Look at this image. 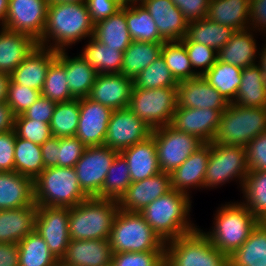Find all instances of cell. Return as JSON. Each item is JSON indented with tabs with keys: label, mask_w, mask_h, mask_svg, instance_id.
Here are the masks:
<instances>
[{
	"label": "cell",
	"mask_w": 266,
	"mask_h": 266,
	"mask_svg": "<svg viewBox=\"0 0 266 266\" xmlns=\"http://www.w3.org/2000/svg\"><path fill=\"white\" fill-rule=\"evenodd\" d=\"M93 33L94 23L86 3H49L45 30L38 45L67 50L82 39L91 38Z\"/></svg>",
	"instance_id": "cell-1"
},
{
	"label": "cell",
	"mask_w": 266,
	"mask_h": 266,
	"mask_svg": "<svg viewBox=\"0 0 266 266\" xmlns=\"http://www.w3.org/2000/svg\"><path fill=\"white\" fill-rule=\"evenodd\" d=\"M192 197L170 190L139 212L160 239L166 243L198 228L190 221Z\"/></svg>",
	"instance_id": "cell-2"
},
{
	"label": "cell",
	"mask_w": 266,
	"mask_h": 266,
	"mask_svg": "<svg viewBox=\"0 0 266 266\" xmlns=\"http://www.w3.org/2000/svg\"><path fill=\"white\" fill-rule=\"evenodd\" d=\"M221 205L214 215V226L203 233L220 252L229 257L249 238L260 221L241 201Z\"/></svg>",
	"instance_id": "cell-3"
},
{
	"label": "cell",
	"mask_w": 266,
	"mask_h": 266,
	"mask_svg": "<svg viewBox=\"0 0 266 266\" xmlns=\"http://www.w3.org/2000/svg\"><path fill=\"white\" fill-rule=\"evenodd\" d=\"M118 208L116 200L88 197L69 208L70 240L109 239Z\"/></svg>",
	"instance_id": "cell-4"
},
{
	"label": "cell",
	"mask_w": 266,
	"mask_h": 266,
	"mask_svg": "<svg viewBox=\"0 0 266 266\" xmlns=\"http://www.w3.org/2000/svg\"><path fill=\"white\" fill-rule=\"evenodd\" d=\"M37 206L74 207L89 196L80 188L74 168L48 167L33 181Z\"/></svg>",
	"instance_id": "cell-5"
},
{
	"label": "cell",
	"mask_w": 266,
	"mask_h": 266,
	"mask_svg": "<svg viewBox=\"0 0 266 266\" xmlns=\"http://www.w3.org/2000/svg\"><path fill=\"white\" fill-rule=\"evenodd\" d=\"M109 240L113 253L165 251V243L139 212L118 210Z\"/></svg>",
	"instance_id": "cell-6"
},
{
	"label": "cell",
	"mask_w": 266,
	"mask_h": 266,
	"mask_svg": "<svg viewBox=\"0 0 266 266\" xmlns=\"http://www.w3.org/2000/svg\"><path fill=\"white\" fill-rule=\"evenodd\" d=\"M165 266H229V257L197 228L165 243Z\"/></svg>",
	"instance_id": "cell-7"
},
{
	"label": "cell",
	"mask_w": 266,
	"mask_h": 266,
	"mask_svg": "<svg viewBox=\"0 0 266 266\" xmlns=\"http://www.w3.org/2000/svg\"><path fill=\"white\" fill-rule=\"evenodd\" d=\"M266 132V108H253L229 103L221 115L212 142L246 147L259 134Z\"/></svg>",
	"instance_id": "cell-8"
},
{
	"label": "cell",
	"mask_w": 266,
	"mask_h": 266,
	"mask_svg": "<svg viewBox=\"0 0 266 266\" xmlns=\"http://www.w3.org/2000/svg\"><path fill=\"white\" fill-rule=\"evenodd\" d=\"M177 107V87L142 89L133 86L129 109L152 130L170 125Z\"/></svg>",
	"instance_id": "cell-9"
},
{
	"label": "cell",
	"mask_w": 266,
	"mask_h": 266,
	"mask_svg": "<svg viewBox=\"0 0 266 266\" xmlns=\"http://www.w3.org/2000/svg\"><path fill=\"white\" fill-rule=\"evenodd\" d=\"M248 172L245 147L211 142L204 189L222 187L236 179V183L239 181V187L242 189Z\"/></svg>",
	"instance_id": "cell-10"
},
{
	"label": "cell",
	"mask_w": 266,
	"mask_h": 266,
	"mask_svg": "<svg viewBox=\"0 0 266 266\" xmlns=\"http://www.w3.org/2000/svg\"><path fill=\"white\" fill-rule=\"evenodd\" d=\"M161 171L171 174L204 143L197 137L175 129L171 124L151 131Z\"/></svg>",
	"instance_id": "cell-11"
},
{
	"label": "cell",
	"mask_w": 266,
	"mask_h": 266,
	"mask_svg": "<svg viewBox=\"0 0 266 266\" xmlns=\"http://www.w3.org/2000/svg\"><path fill=\"white\" fill-rule=\"evenodd\" d=\"M119 152L106 145L88 146L74 166L80 188L96 197L103 187L107 172Z\"/></svg>",
	"instance_id": "cell-12"
},
{
	"label": "cell",
	"mask_w": 266,
	"mask_h": 266,
	"mask_svg": "<svg viewBox=\"0 0 266 266\" xmlns=\"http://www.w3.org/2000/svg\"><path fill=\"white\" fill-rule=\"evenodd\" d=\"M48 0H9L2 27L23 33L39 42L47 22Z\"/></svg>",
	"instance_id": "cell-13"
},
{
	"label": "cell",
	"mask_w": 266,
	"mask_h": 266,
	"mask_svg": "<svg viewBox=\"0 0 266 266\" xmlns=\"http://www.w3.org/2000/svg\"><path fill=\"white\" fill-rule=\"evenodd\" d=\"M35 230L60 261L70 242L69 207L37 206Z\"/></svg>",
	"instance_id": "cell-14"
},
{
	"label": "cell",
	"mask_w": 266,
	"mask_h": 266,
	"mask_svg": "<svg viewBox=\"0 0 266 266\" xmlns=\"http://www.w3.org/2000/svg\"><path fill=\"white\" fill-rule=\"evenodd\" d=\"M152 129L140 120L129 108L113 110L104 145L118 152L145 141Z\"/></svg>",
	"instance_id": "cell-15"
},
{
	"label": "cell",
	"mask_w": 266,
	"mask_h": 266,
	"mask_svg": "<svg viewBox=\"0 0 266 266\" xmlns=\"http://www.w3.org/2000/svg\"><path fill=\"white\" fill-rule=\"evenodd\" d=\"M79 110V123L75 136L86 147L104 145L113 110L88 97L79 98Z\"/></svg>",
	"instance_id": "cell-16"
},
{
	"label": "cell",
	"mask_w": 266,
	"mask_h": 266,
	"mask_svg": "<svg viewBox=\"0 0 266 266\" xmlns=\"http://www.w3.org/2000/svg\"><path fill=\"white\" fill-rule=\"evenodd\" d=\"M224 111L176 107L171 125L179 131L199 138L203 143H211Z\"/></svg>",
	"instance_id": "cell-17"
},
{
	"label": "cell",
	"mask_w": 266,
	"mask_h": 266,
	"mask_svg": "<svg viewBox=\"0 0 266 266\" xmlns=\"http://www.w3.org/2000/svg\"><path fill=\"white\" fill-rule=\"evenodd\" d=\"M171 188V176L163 171L142 181L132 182L118 199V208L126 212H141L148 204Z\"/></svg>",
	"instance_id": "cell-18"
},
{
	"label": "cell",
	"mask_w": 266,
	"mask_h": 266,
	"mask_svg": "<svg viewBox=\"0 0 266 266\" xmlns=\"http://www.w3.org/2000/svg\"><path fill=\"white\" fill-rule=\"evenodd\" d=\"M133 79L117 74H98L88 98L112 110L128 108Z\"/></svg>",
	"instance_id": "cell-19"
},
{
	"label": "cell",
	"mask_w": 266,
	"mask_h": 266,
	"mask_svg": "<svg viewBox=\"0 0 266 266\" xmlns=\"http://www.w3.org/2000/svg\"><path fill=\"white\" fill-rule=\"evenodd\" d=\"M229 102L203 76L183 80L177 86V107L225 110Z\"/></svg>",
	"instance_id": "cell-20"
},
{
	"label": "cell",
	"mask_w": 266,
	"mask_h": 266,
	"mask_svg": "<svg viewBox=\"0 0 266 266\" xmlns=\"http://www.w3.org/2000/svg\"><path fill=\"white\" fill-rule=\"evenodd\" d=\"M141 5L151 15L165 41H181L186 36L189 21L171 0H145Z\"/></svg>",
	"instance_id": "cell-21"
},
{
	"label": "cell",
	"mask_w": 266,
	"mask_h": 266,
	"mask_svg": "<svg viewBox=\"0 0 266 266\" xmlns=\"http://www.w3.org/2000/svg\"><path fill=\"white\" fill-rule=\"evenodd\" d=\"M112 257L109 239L70 240L59 266H110Z\"/></svg>",
	"instance_id": "cell-22"
},
{
	"label": "cell",
	"mask_w": 266,
	"mask_h": 266,
	"mask_svg": "<svg viewBox=\"0 0 266 266\" xmlns=\"http://www.w3.org/2000/svg\"><path fill=\"white\" fill-rule=\"evenodd\" d=\"M211 143H204L171 174V188L191 196L192 188L204 189V178L210 158ZM191 188V189H190ZM203 188V189H202Z\"/></svg>",
	"instance_id": "cell-23"
},
{
	"label": "cell",
	"mask_w": 266,
	"mask_h": 266,
	"mask_svg": "<svg viewBox=\"0 0 266 266\" xmlns=\"http://www.w3.org/2000/svg\"><path fill=\"white\" fill-rule=\"evenodd\" d=\"M58 51L37 45L10 74V79L22 86L41 91L46 73Z\"/></svg>",
	"instance_id": "cell-24"
},
{
	"label": "cell",
	"mask_w": 266,
	"mask_h": 266,
	"mask_svg": "<svg viewBox=\"0 0 266 266\" xmlns=\"http://www.w3.org/2000/svg\"><path fill=\"white\" fill-rule=\"evenodd\" d=\"M252 29L236 31L230 40L217 52V60L245 68L257 63L259 49ZM257 57V58H256Z\"/></svg>",
	"instance_id": "cell-25"
},
{
	"label": "cell",
	"mask_w": 266,
	"mask_h": 266,
	"mask_svg": "<svg viewBox=\"0 0 266 266\" xmlns=\"http://www.w3.org/2000/svg\"><path fill=\"white\" fill-rule=\"evenodd\" d=\"M38 45L29 35L0 27V72L11 74Z\"/></svg>",
	"instance_id": "cell-26"
},
{
	"label": "cell",
	"mask_w": 266,
	"mask_h": 266,
	"mask_svg": "<svg viewBox=\"0 0 266 266\" xmlns=\"http://www.w3.org/2000/svg\"><path fill=\"white\" fill-rule=\"evenodd\" d=\"M37 205L0 210V243L18 244L35 230Z\"/></svg>",
	"instance_id": "cell-27"
},
{
	"label": "cell",
	"mask_w": 266,
	"mask_h": 266,
	"mask_svg": "<svg viewBox=\"0 0 266 266\" xmlns=\"http://www.w3.org/2000/svg\"><path fill=\"white\" fill-rule=\"evenodd\" d=\"M120 153L125 157L129 166L131 182L142 181L161 172L152 136L120 151Z\"/></svg>",
	"instance_id": "cell-28"
},
{
	"label": "cell",
	"mask_w": 266,
	"mask_h": 266,
	"mask_svg": "<svg viewBox=\"0 0 266 266\" xmlns=\"http://www.w3.org/2000/svg\"><path fill=\"white\" fill-rule=\"evenodd\" d=\"M34 203L33 180L18 172H0V210Z\"/></svg>",
	"instance_id": "cell-29"
},
{
	"label": "cell",
	"mask_w": 266,
	"mask_h": 266,
	"mask_svg": "<svg viewBox=\"0 0 266 266\" xmlns=\"http://www.w3.org/2000/svg\"><path fill=\"white\" fill-rule=\"evenodd\" d=\"M66 50L58 51L57 57L64 63L71 95L75 99L88 97L98 73L79 55L70 57Z\"/></svg>",
	"instance_id": "cell-30"
},
{
	"label": "cell",
	"mask_w": 266,
	"mask_h": 266,
	"mask_svg": "<svg viewBox=\"0 0 266 266\" xmlns=\"http://www.w3.org/2000/svg\"><path fill=\"white\" fill-rule=\"evenodd\" d=\"M206 17L235 31L248 29L250 0H210Z\"/></svg>",
	"instance_id": "cell-31"
},
{
	"label": "cell",
	"mask_w": 266,
	"mask_h": 266,
	"mask_svg": "<svg viewBox=\"0 0 266 266\" xmlns=\"http://www.w3.org/2000/svg\"><path fill=\"white\" fill-rule=\"evenodd\" d=\"M233 103L244 107L266 108V79L257 63L242 69L241 84Z\"/></svg>",
	"instance_id": "cell-32"
},
{
	"label": "cell",
	"mask_w": 266,
	"mask_h": 266,
	"mask_svg": "<svg viewBox=\"0 0 266 266\" xmlns=\"http://www.w3.org/2000/svg\"><path fill=\"white\" fill-rule=\"evenodd\" d=\"M93 37L107 47L124 52L132 43L125 18V7L109 18L95 23Z\"/></svg>",
	"instance_id": "cell-33"
},
{
	"label": "cell",
	"mask_w": 266,
	"mask_h": 266,
	"mask_svg": "<svg viewBox=\"0 0 266 266\" xmlns=\"http://www.w3.org/2000/svg\"><path fill=\"white\" fill-rule=\"evenodd\" d=\"M229 266H266V222L260 221L249 238L229 256Z\"/></svg>",
	"instance_id": "cell-34"
},
{
	"label": "cell",
	"mask_w": 266,
	"mask_h": 266,
	"mask_svg": "<svg viewBox=\"0 0 266 266\" xmlns=\"http://www.w3.org/2000/svg\"><path fill=\"white\" fill-rule=\"evenodd\" d=\"M88 40V43L82 48L80 56L83 57L98 74L121 73L124 52L119 51L117 48L107 47L93 36Z\"/></svg>",
	"instance_id": "cell-35"
},
{
	"label": "cell",
	"mask_w": 266,
	"mask_h": 266,
	"mask_svg": "<svg viewBox=\"0 0 266 266\" xmlns=\"http://www.w3.org/2000/svg\"><path fill=\"white\" fill-rule=\"evenodd\" d=\"M236 31L225 25L206 18L190 21L186 37L195 43H201L219 51Z\"/></svg>",
	"instance_id": "cell-36"
},
{
	"label": "cell",
	"mask_w": 266,
	"mask_h": 266,
	"mask_svg": "<svg viewBox=\"0 0 266 266\" xmlns=\"http://www.w3.org/2000/svg\"><path fill=\"white\" fill-rule=\"evenodd\" d=\"M163 43L132 41L123 54L121 74L131 79L161 56Z\"/></svg>",
	"instance_id": "cell-37"
},
{
	"label": "cell",
	"mask_w": 266,
	"mask_h": 266,
	"mask_svg": "<svg viewBox=\"0 0 266 266\" xmlns=\"http://www.w3.org/2000/svg\"><path fill=\"white\" fill-rule=\"evenodd\" d=\"M125 18L132 41L163 43L156 23L149 12L141 4L125 7Z\"/></svg>",
	"instance_id": "cell-38"
},
{
	"label": "cell",
	"mask_w": 266,
	"mask_h": 266,
	"mask_svg": "<svg viewBox=\"0 0 266 266\" xmlns=\"http://www.w3.org/2000/svg\"><path fill=\"white\" fill-rule=\"evenodd\" d=\"M242 203L259 220L266 222V171L252 170L240 189Z\"/></svg>",
	"instance_id": "cell-39"
},
{
	"label": "cell",
	"mask_w": 266,
	"mask_h": 266,
	"mask_svg": "<svg viewBox=\"0 0 266 266\" xmlns=\"http://www.w3.org/2000/svg\"><path fill=\"white\" fill-rule=\"evenodd\" d=\"M241 72L242 68L240 67L216 60V63L203 75V78L229 103H233L241 84Z\"/></svg>",
	"instance_id": "cell-40"
},
{
	"label": "cell",
	"mask_w": 266,
	"mask_h": 266,
	"mask_svg": "<svg viewBox=\"0 0 266 266\" xmlns=\"http://www.w3.org/2000/svg\"><path fill=\"white\" fill-rule=\"evenodd\" d=\"M18 253L19 266H59V260L36 230L18 243Z\"/></svg>",
	"instance_id": "cell-41"
},
{
	"label": "cell",
	"mask_w": 266,
	"mask_h": 266,
	"mask_svg": "<svg viewBox=\"0 0 266 266\" xmlns=\"http://www.w3.org/2000/svg\"><path fill=\"white\" fill-rule=\"evenodd\" d=\"M44 169L41 145L16 136L14 171L34 181Z\"/></svg>",
	"instance_id": "cell-42"
},
{
	"label": "cell",
	"mask_w": 266,
	"mask_h": 266,
	"mask_svg": "<svg viewBox=\"0 0 266 266\" xmlns=\"http://www.w3.org/2000/svg\"><path fill=\"white\" fill-rule=\"evenodd\" d=\"M131 183L129 166L125 157L119 152L110 165L101 192L96 198L118 201Z\"/></svg>",
	"instance_id": "cell-43"
},
{
	"label": "cell",
	"mask_w": 266,
	"mask_h": 266,
	"mask_svg": "<svg viewBox=\"0 0 266 266\" xmlns=\"http://www.w3.org/2000/svg\"><path fill=\"white\" fill-rule=\"evenodd\" d=\"M161 56L177 82L198 77L188 58L185 45L181 41L163 42Z\"/></svg>",
	"instance_id": "cell-44"
},
{
	"label": "cell",
	"mask_w": 266,
	"mask_h": 266,
	"mask_svg": "<svg viewBox=\"0 0 266 266\" xmlns=\"http://www.w3.org/2000/svg\"><path fill=\"white\" fill-rule=\"evenodd\" d=\"M68 82L64 63L56 56L48 67L41 95L56 103L74 100Z\"/></svg>",
	"instance_id": "cell-45"
},
{
	"label": "cell",
	"mask_w": 266,
	"mask_h": 266,
	"mask_svg": "<svg viewBox=\"0 0 266 266\" xmlns=\"http://www.w3.org/2000/svg\"><path fill=\"white\" fill-rule=\"evenodd\" d=\"M79 114V99L57 103L50 122L52 136L75 137Z\"/></svg>",
	"instance_id": "cell-46"
},
{
	"label": "cell",
	"mask_w": 266,
	"mask_h": 266,
	"mask_svg": "<svg viewBox=\"0 0 266 266\" xmlns=\"http://www.w3.org/2000/svg\"><path fill=\"white\" fill-rule=\"evenodd\" d=\"M133 85L135 88L151 89L177 87L178 82L172 76L165 60L160 56L135 77Z\"/></svg>",
	"instance_id": "cell-47"
},
{
	"label": "cell",
	"mask_w": 266,
	"mask_h": 266,
	"mask_svg": "<svg viewBox=\"0 0 266 266\" xmlns=\"http://www.w3.org/2000/svg\"><path fill=\"white\" fill-rule=\"evenodd\" d=\"M181 42L185 45L188 58L198 76H203L216 63L217 51L213 48L201 43L191 42L186 36Z\"/></svg>",
	"instance_id": "cell-48"
},
{
	"label": "cell",
	"mask_w": 266,
	"mask_h": 266,
	"mask_svg": "<svg viewBox=\"0 0 266 266\" xmlns=\"http://www.w3.org/2000/svg\"><path fill=\"white\" fill-rule=\"evenodd\" d=\"M14 131L16 136L42 145L52 137L50 124L27 119L23 114L15 117Z\"/></svg>",
	"instance_id": "cell-49"
},
{
	"label": "cell",
	"mask_w": 266,
	"mask_h": 266,
	"mask_svg": "<svg viewBox=\"0 0 266 266\" xmlns=\"http://www.w3.org/2000/svg\"><path fill=\"white\" fill-rule=\"evenodd\" d=\"M40 96L41 91L19 85L10 79L6 103L12 109L15 116H18L25 113Z\"/></svg>",
	"instance_id": "cell-50"
},
{
	"label": "cell",
	"mask_w": 266,
	"mask_h": 266,
	"mask_svg": "<svg viewBox=\"0 0 266 266\" xmlns=\"http://www.w3.org/2000/svg\"><path fill=\"white\" fill-rule=\"evenodd\" d=\"M112 266H165V251L113 253Z\"/></svg>",
	"instance_id": "cell-51"
},
{
	"label": "cell",
	"mask_w": 266,
	"mask_h": 266,
	"mask_svg": "<svg viewBox=\"0 0 266 266\" xmlns=\"http://www.w3.org/2000/svg\"><path fill=\"white\" fill-rule=\"evenodd\" d=\"M86 146L75 137H60L58 145V166L74 168Z\"/></svg>",
	"instance_id": "cell-52"
},
{
	"label": "cell",
	"mask_w": 266,
	"mask_h": 266,
	"mask_svg": "<svg viewBox=\"0 0 266 266\" xmlns=\"http://www.w3.org/2000/svg\"><path fill=\"white\" fill-rule=\"evenodd\" d=\"M245 150L249 171H266V132L252 139Z\"/></svg>",
	"instance_id": "cell-53"
},
{
	"label": "cell",
	"mask_w": 266,
	"mask_h": 266,
	"mask_svg": "<svg viewBox=\"0 0 266 266\" xmlns=\"http://www.w3.org/2000/svg\"><path fill=\"white\" fill-rule=\"evenodd\" d=\"M15 140L14 130L0 134V172L14 171Z\"/></svg>",
	"instance_id": "cell-54"
},
{
	"label": "cell",
	"mask_w": 266,
	"mask_h": 266,
	"mask_svg": "<svg viewBox=\"0 0 266 266\" xmlns=\"http://www.w3.org/2000/svg\"><path fill=\"white\" fill-rule=\"evenodd\" d=\"M56 104V102L41 95L37 101L33 103L25 113H23V115L27 119L50 124Z\"/></svg>",
	"instance_id": "cell-55"
},
{
	"label": "cell",
	"mask_w": 266,
	"mask_h": 266,
	"mask_svg": "<svg viewBox=\"0 0 266 266\" xmlns=\"http://www.w3.org/2000/svg\"><path fill=\"white\" fill-rule=\"evenodd\" d=\"M190 22L206 18L210 0H171Z\"/></svg>",
	"instance_id": "cell-56"
},
{
	"label": "cell",
	"mask_w": 266,
	"mask_h": 266,
	"mask_svg": "<svg viewBox=\"0 0 266 266\" xmlns=\"http://www.w3.org/2000/svg\"><path fill=\"white\" fill-rule=\"evenodd\" d=\"M91 21L95 24L109 18L122 7L113 0H86Z\"/></svg>",
	"instance_id": "cell-57"
},
{
	"label": "cell",
	"mask_w": 266,
	"mask_h": 266,
	"mask_svg": "<svg viewBox=\"0 0 266 266\" xmlns=\"http://www.w3.org/2000/svg\"><path fill=\"white\" fill-rule=\"evenodd\" d=\"M249 28L266 34V0H250Z\"/></svg>",
	"instance_id": "cell-58"
},
{
	"label": "cell",
	"mask_w": 266,
	"mask_h": 266,
	"mask_svg": "<svg viewBox=\"0 0 266 266\" xmlns=\"http://www.w3.org/2000/svg\"><path fill=\"white\" fill-rule=\"evenodd\" d=\"M59 144L60 138L52 136L41 145L42 160L45 168L58 166Z\"/></svg>",
	"instance_id": "cell-59"
},
{
	"label": "cell",
	"mask_w": 266,
	"mask_h": 266,
	"mask_svg": "<svg viewBox=\"0 0 266 266\" xmlns=\"http://www.w3.org/2000/svg\"><path fill=\"white\" fill-rule=\"evenodd\" d=\"M0 266H19L18 244L0 243Z\"/></svg>",
	"instance_id": "cell-60"
},
{
	"label": "cell",
	"mask_w": 266,
	"mask_h": 266,
	"mask_svg": "<svg viewBox=\"0 0 266 266\" xmlns=\"http://www.w3.org/2000/svg\"><path fill=\"white\" fill-rule=\"evenodd\" d=\"M15 114L6 102L0 103V134L14 130Z\"/></svg>",
	"instance_id": "cell-61"
},
{
	"label": "cell",
	"mask_w": 266,
	"mask_h": 266,
	"mask_svg": "<svg viewBox=\"0 0 266 266\" xmlns=\"http://www.w3.org/2000/svg\"><path fill=\"white\" fill-rule=\"evenodd\" d=\"M10 75L0 72V103L6 102Z\"/></svg>",
	"instance_id": "cell-62"
},
{
	"label": "cell",
	"mask_w": 266,
	"mask_h": 266,
	"mask_svg": "<svg viewBox=\"0 0 266 266\" xmlns=\"http://www.w3.org/2000/svg\"><path fill=\"white\" fill-rule=\"evenodd\" d=\"M266 42V40H265ZM259 56H258V65L261 68L263 74H264V78L266 79V43L264 46H262V48L259 50ZM260 58V59H259Z\"/></svg>",
	"instance_id": "cell-63"
},
{
	"label": "cell",
	"mask_w": 266,
	"mask_h": 266,
	"mask_svg": "<svg viewBox=\"0 0 266 266\" xmlns=\"http://www.w3.org/2000/svg\"><path fill=\"white\" fill-rule=\"evenodd\" d=\"M9 0H0V26L4 25L7 12H8Z\"/></svg>",
	"instance_id": "cell-64"
},
{
	"label": "cell",
	"mask_w": 266,
	"mask_h": 266,
	"mask_svg": "<svg viewBox=\"0 0 266 266\" xmlns=\"http://www.w3.org/2000/svg\"><path fill=\"white\" fill-rule=\"evenodd\" d=\"M49 3H86V0H48Z\"/></svg>",
	"instance_id": "cell-65"
},
{
	"label": "cell",
	"mask_w": 266,
	"mask_h": 266,
	"mask_svg": "<svg viewBox=\"0 0 266 266\" xmlns=\"http://www.w3.org/2000/svg\"><path fill=\"white\" fill-rule=\"evenodd\" d=\"M113 1H115L121 7H127L128 6V0H113Z\"/></svg>",
	"instance_id": "cell-66"
},
{
	"label": "cell",
	"mask_w": 266,
	"mask_h": 266,
	"mask_svg": "<svg viewBox=\"0 0 266 266\" xmlns=\"http://www.w3.org/2000/svg\"><path fill=\"white\" fill-rule=\"evenodd\" d=\"M145 0H128V6L131 4H141Z\"/></svg>",
	"instance_id": "cell-67"
}]
</instances>
